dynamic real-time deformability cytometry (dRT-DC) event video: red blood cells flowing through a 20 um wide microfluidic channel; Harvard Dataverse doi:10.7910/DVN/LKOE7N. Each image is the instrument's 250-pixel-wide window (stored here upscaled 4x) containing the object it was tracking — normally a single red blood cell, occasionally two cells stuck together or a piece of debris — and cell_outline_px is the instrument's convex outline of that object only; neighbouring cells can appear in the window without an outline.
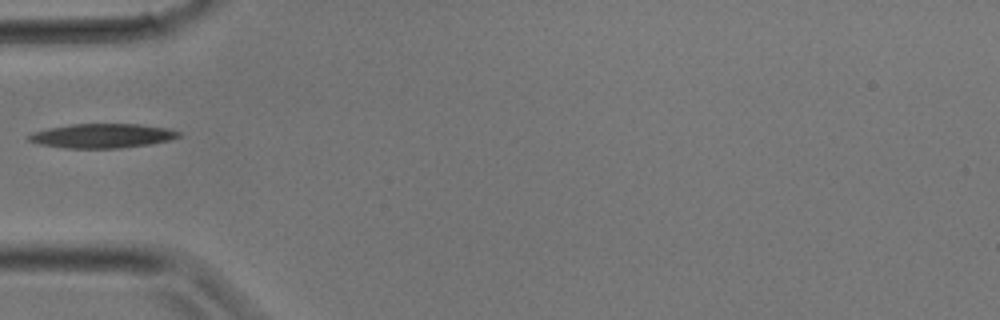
{"species": "common noctule bat (a hibernating species)", "species_latin": "Nyctalus noctula", "temperature_condition": "room temperature", "stored_images_in_passage": 2, "camera_frame_rate_fps": 3000, "um_per_image_px": 0.085, "animal": {"sex": "male", "body_mass_g": 17.9}, "frame": {"image": 1, "passage_image": 1, "time_ms": 0.0, "image_size_px": [1000, 320], "cell_outline_px": [[180, 136], [168, 140], [148, 144], [120, 148], [64, 148], [40, 144], [28, 140], [24, 136], [48, 128], [72, 124], [136, 124], [168, 128], [180, 132]], "centroid_in_image_um": [8.65, 11.54], "position_along_channel_um": 76.3, "area_um2": 21.04}}